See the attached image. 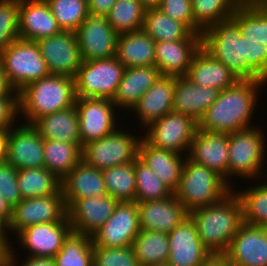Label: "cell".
<instances>
[{
  "label": "cell",
  "instance_id": "obj_1",
  "mask_svg": "<svg viewBox=\"0 0 267 266\" xmlns=\"http://www.w3.org/2000/svg\"><path fill=\"white\" fill-rule=\"evenodd\" d=\"M265 84L264 80H239L220 91L217 100L198 122V128L206 132L231 133L252 127L250 121L258 93Z\"/></svg>",
  "mask_w": 267,
  "mask_h": 266
},
{
  "label": "cell",
  "instance_id": "obj_2",
  "mask_svg": "<svg viewBox=\"0 0 267 266\" xmlns=\"http://www.w3.org/2000/svg\"><path fill=\"white\" fill-rule=\"evenodd\" d=\"M204 247L213 254H225L243 224L239 197L231 191L220 202L189 213Z\"/></svg>",
  "mask_w": 267,
  "mask_h": 266
},
{
  "label": "cell",
  "instance_id": "obj_3",
  "mask_svg": "<svg viewBox=\"0 0 267 266\" xmlns=\"http://www.w3.org/2000/svg\"><path fill=\"white\" fill-rule=\"evenodd\" d=\"M76 90L74 78L50 74L19 91V115L32 125L37 119L74 106Z\"/></svg>",
  "mask_w": 267,
  "mask_h": 266
},
{
  "label": "cell",
  "instance_id": "obj_4",
  "mask_svg": "<svg viewBox=\"0 0 267 266\" xmlns=\"http://www.w3.org/2000/svg\"><path fill=\"white\" fill-rule=\"evenodd\" d=\"M232 190L231 185L216 172L186 157L180 182L173 194L190 213L220 202Z\"/></svg>",
  "mask_w": 267,
  "mask_h": 266
},
{
  "label": "cell",
  "instance_id": "obj_5",
  "mask_svg": "<svg viewBox=\"0 0 267 266\" xmlns=\"http://www.w3.org/2000/svg\"><path fill=\"white\" fill-rule=\"evenodd\" d=\"M201 36L205 51L228 67L238 80H247L246 38L231 19L213 24Z\"/></svg>",
  "mask_w": 267,
  "mask_h": 266
},
{
  "label": "cell",
  "instance_id": "obj_6",
  "mask_svg": "<svg viewBox=\"0 0 267 266\" xmlns=\"http://www.w3.org/2000/svg\"><path fill=\"white\" fill-rule=\"evenodd\" d=\"M264 135L262 128L257 126L228 133V184L231 187V175L254 179L265 174L264 178H267L266 171L261 169L266 151Z\"/></svg>",
  "mask_w": 267,
  "mask_h": 266
},
{
  "label": "cell",
  "instance_id": "obj_7",
  "mask_svg": "<svg viewBox=\"0 0 267 266\" xmlns=\"http://www.w3.org/2000/svg\"><path fill=\"white\" fill-rule=\"evenodd\" d=\"M9 84L19 92L28 84L50 75L36 42L17 39L0 55Z\"/></svg>",
  "mask_w": 267,
  "mask_h": 266
},
{
  "label": "cell",
  "instance_id": "obj_8",
  "mask_svg": "<svg viewBox=\"0 0 267 266\" xmlns=\"http://www.w3.org/2000/svg\"><path fill=\"white\" fill-rule=\"evenodd\" d=\"M124 71V65L115 56L83 61L74 77L76 98L112 100Z\"/></svg>",
  "mask_w": 267,
  "mask_h": 266
},
{
  "label": "cell",
  "instance_id": "obj_9",
  "mask_svg": "<svg viewBox=\"0 0 267 266\" xmlns=\"http://www.w3.org/2000/svg\"><path fill=\"white\" fill-rule=\"evenodd\" d=\"M116 129L113 133L85 144L82 160L98 170L132 163L138 157L142 136Z\"/></svg>",
  "mask_w": 267,
  "mask_h": 266
},
{
  "label": "cell",
  "instance_id": "obj_10",
  "mask_svg": "<svg viewBox=\"0 0 267 266\" xmlns=\"http://www.w3.org/2000/svg\"><path fill=\"white\" fill-rule=\"evenodd\" d=\"M197 128L192 117L172 111L144 129L148 131L142 138L155 148L186 155Z\"/></svg>",
  "mask_w": 267,
  "mask_h": 266
},
{
  "label": "cell",
  "instance_id": "obj_11",
  "mask_svg": "<svg viewBox=\"0 0 267 266\" xmlns=\"http://www.w3.org/2000/svg\"><path fill=\"white\" fill-rule=\"evenodd\" d=\"M67 219V207L60 189L56 194L22 199L12 209V219L7 232L16 235L23 229L36 224L61 222Z\"/></svg>",
  "mask_w": 267,
  "mask_h": 266
},
{
  "label": "cell",
  "instance_id": "obj_12",
  "mask_svg": "<svg viewBox=\"0 0 267 266\" xmlns=\"http://www.w3.org/2000/svg\"><path fill=\"white\" fill-rule=\"evenodd\" d=\"M79 136L85 144L113 133L117 128L114 102L106 98H76Z\"/></svg>",
  "mask_w": 267,
  "mask_h": 266
},
{
  "label": "cell",
  "instance_id": "obj_13",
  "mask_svg": "<svg viewBox=\"0 0 267 266\" xmlns=\"http://www.w3.org/2000/svg\"><path fill=\"white\" fill-rule=\"evenodd\" d=\"M140 230L137 202H119L112 216L92 236L93 246H132Z\"/></svg>",
  "mask_w": 267,
  "mask_h": 266
},
{
  "label": "cell",
  "instance_id": "obj_14",
  "mask_svg": "<svg viewBox=\"0 0 267 266\" xmlns=\"http://www.w3.org/2000/svg\"><path fill=\"white\" fill-rule=\"evenodd\" d=\"M83 61L107 59L116 54V33L107 16L89 15L75 32Z\"/></svg>",
  "mask_w": 267,
  "mask_h": 266
},
{
  "label": "cell",
  "instance_id": "obj_15",
  "mask_svg": "<svg viewBox=\"0 0 267 266\" xmlns=\"http://www.w3.org/2000/svg\"><path fill=\"white\" fill-rule=\"evenodd\" d=\"M36 43L50 74L75 77L83 60L74 32L62 31Z\"/></svg>",
  "mask_w": 267,
  "mask_h": 266
},
{
  "label": "cell",
  "instance_id": "obj_16",
  "mask_svg": "<svg viewBox=\"0 0 267 266\" xmlns=\"http://www.w3.org/2000/svg\"><path fill=\"white\" fill-rule=\"evenodd\" d=\"M224 255L231 266H267V227L243 223Z\"/></svg>",
  "mask_w": 267,
  "mask_h": 266
},
{
  "label": "cell",
  "instance_id": "obj_17",
  "mask_svg": "<svg viewBox=\"0 0 267 266\" xmlns=\"http://www.w3.org/2000/svg\"><path fill=\"white\" fill-rule=\"evenodd\" d=\"M201 47V34L193 32L184 40L155 42V66L161 76H186Z\"/></svg>",
  "mask_w": 267,
  "mask_h": 266
},
{
  "label": "cell",
  "instance_id": "obj_18",
  "mask_svg": "<svg viewBox=\"0 0 267 266\" xmlns=\"http://www.w3.org/2000/svg\"><path fill=\"white\" fill-rule=\"evenodd\" d=\"M72 232L68 218L61 222L36 224L21 230L17 234V243L29 252L27 256L54 257Z\"/></svg>",
  "mask_w": 267,
  "mask_h": 266
},
{
  "label": "cell",
  "instance_id": "obj_19",
  "mask_svg": "<svg viewBox=\"0 0 267 266\" xmlns=\"http://www.w3.org/2000/svg\"><path fill=\"white\" fill-rule=\"evenodd\" d=\"M118 203L108 194L75 200L67 208L73 232L92 237L112 216Z\"/></svg>",
  "mask_w": 267,
  "mask_h": 266
},
{
  "label": "cell",
  "instance_id": "obj_20",
  "mask_svg": "<svg viewBox=\"0 0 267 266\" xmlns=\"http://www.w3.org/2000/svg\"><path fill=\"white\" fill-rule=\"evenodd\" d=\"M11 128L6 162L17 170L44 167V139L30 124Z\"/></svg>",
  "mask_w": 267,
  "mask_h": 266
},
{
  "label": "cell",
  "instance_id": "obj_21",
  "mask_svg": "<svg viewBox=\"0 0 267 266\" xmlns=\"http://www.w3.org/2000/svg\"><path fill=\"white\" fill-rule=\"evenodd\" d=\"M187 154L190 161L213 170L228 183V133L197 128Z\"/></svg>",
  "mask_w": 267,
  "mask_h": 266
},
{
  "label": "cell",
  "instance_id": "obj_22",
  "mask_svg": "<svg viewBox=\"0 0 267 266\" xmlns=\"http://www.w3.org/2000/svg\"><path fill=\"white\" fill-rule=\"evenodd\" d=\"M169 257L171 266H200L212 255L202 244L197 227L189 216L169 234Z\"/></svg>",
  "mask_w": 267,
  "mask_h": 266
},
{
  "label": "cell",
  "instance_id": "obj_23",
  "mask_svg": "<svg viewBox=\"0 0 267 266\" xmlns=\"http://www.w3.org/2000/svg\"><path fill=\"white\" fill-rule=\"evenodd\" d=\"M140 228L169 234L189 217V212L174 194L163 200L137 202Z\"/></svg>",
  "mask_w": 267,
  "mask_h": 266
},
{
  "label": "cell",
  "instance_id": "obj_24",
  "mask_svg": "<svg viewBox=\"0 0 267 266\" xmlns=\"http://www.w3.org/2000/svg\"><path fill=\"white\" fill-rule=\"evenodd\" d=\"M175 77L160 76L158 80L141 96L130 110L134 111L140 120L141 127L160 120L173 111Z\"/></svg>",
  "mask_w": 267,
  "mask_h": 266
},
{
  "label": "cell",
  "instance_id": "obj_25",
  "mask_svg": "<svg viewBox=\"0 0 267 266\" xmlns=\"http://www.w3.org/2000/svg\"><path fill=\"white\" fill-rule=\"evenodd\" d=\"M61 32L48 3L20 0L19 39L36 42Z\"/></svg>",
  "mask_w": 267,
  "mask_h": 266
},
{
  "label": "cell",
  "instance_id": "obj_26",
  "mask_svg": "<svg viewBox=\"0 0 267 266\" xmlns=\"http://www.w3.org/2000/svg\"><path fill=\"white\" fill-rule=\"evenodd\" d=\"M61 190L67 208L75 200L107 194L102 170L83 160L61 180Z\"/></svg>",
  "mask_w": 267,
  "mask_h": 266
},
{
  "label": "cell",
  "instance_id": "obj_27",
  "mask_svg": "<svg viewBox=\"0 0 267 266\" xmlns=\"http://www.w3.org/2000/svg\"><path fill=\"white\" fill-rule=\"evenodd\" d=\"M219 90L199 87L185 76L175 77L173 111L199 122L217 100Z\"/></svg>",
  "mask_w": 267,
  "mask_h": 266
},
{
  "label": "cell",
  "instance_id": "obj_28",
  "mask_svg": "<svg viewBox=\"0 0 267 266\" xmlns=\"http://www.w3.org/2000/svg\"><path fill=\"white\" fill-rule=\"evenodd\" d=\"M185 77L199 87L219 91L230 88L239 81L228 67L214 59L202 47L192 59Z\"/></svg>",
  "mask_w": 267,
  "mask_h": 266
},
{
  "label": "cell",
  "instance_id": "obj_29",
  "mask_svg": "<svg viewBox=\"0 0 267 266\" xmlns=\"http://www.w3.org/2000/svg\"><path fill=\"white\" fill-rule=\"evenodd\" d=\"M176 152L158 149L149 145L143 138L139 144L138 157L174 193L181 179L186 160Z\"/></svg>",
  "mask_w": 267,
  "mask_h": 266
},
{
  "label": "cell",
  "instance_id": "obj_30",
  "mask_svg": "<svg viewBox=\"0 0 267 266\" xmlns=\"http://www.w3.org/2000/svg\"><path fill=\"white\" fill-rule=\"evenodd\" d=\"M160 76L159 69L155 65L125 68L121 82L112 99L117 109H128L130 112L141 96Z\"/></svg>",
  "mask_w": 267,
  "mask_h": 266
},
{
  "label": "cell",
  "instance_id": "obj_31",
  "mask_svg": "<svg viewBox=\"0 0 267 266\" xmlns=\"http://www.w3.org/2000/svg\"><path fill=\"white\" fill-rule=\"evenodd\" d=\"M32 126L44 140L76 143L82 148L76 106L37 119Z\"/></svg>",
  "mask_w": 267,
  "mask_h": 266
},
{
  "label": "cell",
  "instance_id": "obj_32",
  "mask_svg": "<svg viewBox=\"0 0 267 266\" xmlns=\"http://www.w3.org/2000/svg\"><path fill=\"white\" fill-rule=\"evenodd\" d=\"M115 57L125 68L155 65V41L143 30L121 33Z\"/></svg>",
  "mask_w": 267,
  "mask_h": 266
},
{
  "label": "cell",
  "instance_id": "obj_33",
  "mask_svg": "<svg viewBox=\"0 0 267 266\" xmlns=\"http://www.w3.org/2000/svg\"><path fill=\"white\" fill-rule=\"evenodd\" d=\"M242 37L267 46V4L243 0L230 18Z\"/></svg>",
  "mask_w": 267,
  "mask_h": 266
},
{
  "label": "cell",
  "instance_id": "obj_34",
  "mask_svg": "<svg viewBox=\"0 0 267 266\" xmlns=\"http://www.w3.org/2000/svg\"><path fill=\"white\" fill-rule=\"evenodd\" d=\"M44 168L63 179L81 160L82 148L76 143L44 140Z\"/></svg>",
  "mask_w": 267,
  "mask_h": 266
},
{
  "label": "cell",
  "instance_id": "obj_35",
  "mask_svg": "<svg viewBox=\"0 0 267 266\" xmlns=\"http://www.w3.org/2000/svg\"><path fill=\"white\" fill-rule=\"evenodd\" d=\"M142 30L155 42L184 40L192 33L185 24L167 16L159 8L146 9Z\"/></svg>",
  "mask_w": 267,
  "mask_h": 266
},
{
  "label": "cell",
  "instance_id": "obj_36",
  "mask_svg": "<svg viewBox=\"0 0 267 266\" xmlns=\"http://www.w3.org/2000/svg\"><path fill=\"white\" fill-rule=\"evenodd\" d=\"M17 181L23 199L56 194L61 189V179L44 167L17 170Z\"/></svg>",
  "mask_w": 267,
  "mask_h": 266
},
{
  "label": "cell",
  "instance_id": "obj_37",
  "mask_svg": "<svg viewBox=\"0 0 267 266\" xmlns=\"http://www.w3.org/2000/svg\"><path fill=\"white\" fill-rule=\"evenodd\" d=\"M132 247L140 266L166 263L169 257V237L167 233L140 230Z\"/></svg>",
  "mask_w": 267,
  "mask_h": 266
},
{
  "label": "cell",
  "instance_id": "obj_38",
  "mask_svg": "<svg viewBox=\"0 0 267 266\" xmlns=\"http://www.w3.org/2000/svg\"><path fill=\"white\" fill-rule=\"evenodd\" d=\"M107 194L119 202H136L134 162L102 170Z\"/></svg>",
  "mask_w": 267,
  "mask_h": 266
},
{
  "label": "cell",
  "instance_id": "obj_39",
  "mask_svg": "<svg viewBox=\"0 0 267 266\" xmlns=\"http://www.w3.org/2000/svg\"><path fill=\"white\" fill-rule=\"evenodd\" d=\"M266 182L257 183V185L248 189L235 191L239 197L243 223L252 226L267 227V179ZM263 183V184H262Z\"/></svg>",
  "mask_w": 267,
  "mask_h": 266
},
{
  "label": "cell",
  "instance_id": "obj_40",
  "mask_svg": "<svg viewBox=\"0 0 267 266\" xmlns=\"http://www.w3.org/2000/svg\"><path fill=\"white\" fill-rule=\"evenodd\" d=\"M145 11L139 0H117L107 18L116 33L134 32L142 30Z\"/></svg>",
  "mask_w": 267,
  "mask_h": 266
},
{
  "label": "cell",
  "instance_id": "obj_41",
  "mask_svg": "<svg viewBox=\"0 0 267 266\" xmlns=\"http://www.w3.org/2000/svg\"><path fill=\"white\" fill-rule=\"evenodd\" d=\"M54 260L56 266H93L92 237L72 232Z\"/></svg>",
  "mask_w": 267,
  "mask_h": 266
},
{
  "label": "cell",
  "instance_id": "obj_42",
  "mask_svg": "<svg viewBox=\"0 0 267 266\" xmlns=\"http://www.w3.org/2000/svg\"><path fill=\"white\" fill-rule=\"evenodd\" d=\"M243 0H192L195 23L202 29L231 18Z\"/></svg>",
  "mask_w": 267,
  "mask_h": 266
},
{
  "label": "cell",
  "instance_id": "obj_43",
  "mask_svg": "<svg viewBox=\"0 0 267 266\" xmlns=\"http://www.w3.org/2000/svg\"><path fill=\"white\" fill-rule=\"evenodd\" d=\"M136 174V202L163 200L173 192L152 172L139 157L134 160Z\"/></svg>",
  "mask_w": 267,
  "mask_h": 266
},
{
  "label": "cell",
  "instance_id": "obj_44",
  "mask_svg": "<svg viewBox=\"0 0 267 266\" xmlns=\"http://www.w3.org/2000/svg\"><path fill=\"white\" fill-rule=\"evenodd\" d=\"M48 5L62 31L75 33L89 16L87 0H50Z\"/></svg>",
  "mask_w": 267,
  "mask_h": 266
},
{
  "label": "cell",
  "instance_id": "obj_45",
  "mask_svg": "<svg viewBox=\"0 0 267 266\" xmlns=\"http://www.w3.org/2000/svg\"><path fill=\"white\" fill-rule=\"evenodd\" d=\"M20 0H0V55L19 39Z\"/></svg>",
  "mask_w": 267,
  "mask_h": 266
},
{
  "label": "cell",
  "instance_id": "obj_46",
  "mask_svg": "<svg viewBox=\"0 0 267 266\" xmlns=\"http://www.w3.org/2000/svg\"><path fill=\"white\" fill-rule=\"evenodd\" d=\"M93 266H140L132 246H93Z\"/></svg>",
  "mask_w": 267,
  "mask_h": 266
},
{
  "label": "cell",
  "instance_id": "obj_47",
  "mask_svg": "<svg viewBox=\"0 0 267 266\" xmlns=\"http://www.w3.org/2000/svg\"><path fill=\"white\" fill-rule=\"evenodd\" d=\"M247 80L267 82V46L246 38Z\"/></svg>",
  "mask_w": 267,
  "mask_h": 266
},
{
  "label": "cell",
  "instance_id": "obj_48",
  "mask_svg": "<svg viewBox=\"0 0 267 266\" xmlns=\"http://www.w3.org/2000/svg\"><path fill=\"white\" fill-rule=\"evenodd\" d=\"M158 8L167 16L185 24L193 33L202 35L203 30L195 23L192 14V0H162Z\"/></svg>",
  "mask_w": 267,
  "mask_h": 266
},
{
  "label": "cell",
  "instance_id": "obj_49",
  "mask_svg": "<svg viewBox=\"0 0 267 266\" xmlns=\"http://www.w3.org/2000/svg\"><path fill=\"white\" fill-rule=\"evenodd\" d=\"M0 194L12 209L23 199L18 187L17 169L6 161L0 163Z\"/></svg>",
  "mask_w": 267,
  "mask_h": 266
},
{
  "label": "cell",
  "instance_id": "obj_50",
  "mask_svg": "<svg viewBox=\"0 0 267 266\" xmlns=\"http://www.w3.org/2000/svg\"><path fill=\"white\" fill-rule=\"evenodd\" d=\"M19 114V92L13 91L11 94L0 98V128L15 127V119Z\"/></svg>",
  "mask_w": 267,
  "mask_h": 266
},
{
  "label": "cell",
  "instance_id": "obj_51",
  "mask_svg": "<svg viewBox=\"0 0 267 266\" xmlns=\"http://www.w3.org/2000/svg\"><path fill=\"white\" fill-rule=\"evenodd\" d=\"M15 257V251L13 250V247H11L8 254L7 266H18V264H16L19 263L16 261L18 258ZM23 262L20 266H56L54 257L46 256H28L26 261L23 260Z\"/></svg>",
  "mask_w": 267,
  "mask_h": 266
},
{
  "label": "cell",
  "instance_id": "obj_52",
  "mask_svg": "<svg viewBox=\"0 0 267 266\" xmlns=\"http://www.w3.org/2000/svg\"><path fill=\"white\" fill-rule=\"evenodd\" d=\"M117 0H87L89 15L107 16Z\"/></svg>",
  "mask_w": 267,
  "mask_h": 266
},
{
  "label": "cell",
  "instance_id": "obj_53",
  "mask_svg": "<svg viewBox=\"0 0 267 266\" xmlns=\"http://www.w3.org/2000/svg\"><path fill=\"white\" fill-rule=\"evenodd\" d=\"M9 242L11 241L7 233H0V266H7L9 250L11 248V244L13 243Z\"/></svg>",
  "mask_w": 267,
  "mask_h": 266
},
{
  "label": "cell",
  "instance_id": "obj_54",
  "mask_svg": "<svg viewBox=\"0 0 267 266\" xmlns=\"http://www.w3.org/2000/svg\"><path fill=\"white\" fill-rule=\"evenodd\" d=\"M10 130L11 128H0V163L6 161Z\"/></svg>",
  "mask_w": 267,
  "mask_h": 266
},
{
  "label": "cell",
  "instance_id": "obj_55",
  "mask_svg": "<svg viewBox=\"0 0 267 266\" xmlns=\"http://www.w3.org/2000/svg\"><path fill=\"white\" fill-rule=\"evenodd\" d=\"M12 219V208L0 194V221L7 227Z\"/></svg>",
  "mask_w": 267,
  "mask_h": 266
},
{
  "label": "cell",
  "instance_id": "obj_56",
  "mask_svg": "<svg viewBox=\"0 0 267 266\" xmlns=\"http://www.w3.org/2000/svg\"><path fill=\"white\" fill-rule=\"evenodd\" d=\"M200 266H231L224 254L210 255Z\"/></svg>",
  "mask_w": 267,
  "mask_h": 266
},
{
  "label": "cell",
  "instance_id": "obj_57",
  "mask_svg": "<svg viewBox=\"0 0 267 266\" xmlns=\"http://www.w3.org/2000/svg\"><path fill=\"white\" fill-rule=\"evenodd\" d=\"M13 91L14 88L9 84L6 73L0 64V98L11 94Z\"/></svg>",
  "mask_w": 267,
  "mask_h": 266
},
{
  "label": "cell",
  "instance_id": "obj_58",
  "mask_svg": "<svg viewBox=\"0 0 267 266\" xmlns=\"http://www.w3.org/2000/svg\"><path fill=\"white\" fill-rule=\"evenodd\" d=\"M162 0H139V2L146 8H158Z\"/></svg>",
  "mask_w": 267,
  "mask_h": 266
},
{
  "label": "cell",
  "instance_id": "obj_59",
  "mask_svg": "<svg viewBox=\"0 0 267 266\" xmlns=\"http://www.w3.org/2000/svg\"><path fill=\"white\" fill-rule=\"evenodd\" d=\"M7 227L0 221V233H7Z\"/></svg>",
  "mask_w": 267,
  "mask_h": 266
},
{
  "label": "cell",
  "instance_id": "obj_60",
  "mask_svg": "<svg viewBox=\"0 0 267 266\" xmlns=\"http://www.w3.org/2000/svg\"><path fill=\"white\" fill-rule=\"evenodd\" d=\"M153 266H171V265H169V264L166 262V263H161V264H157V265H153Z\"/></svg>",
  "mask_w": 267,
  "mask_h": 266
},
{
  "label": "cell",
  "instance_id": "obj_61",
  "mask_svg": "<svg viewBox=\"0 0 267 266\" xmlns=\"http://www.w3.org/2000/svg\"><path fill=\"white\" fill-rule=\"evenodd\" d=\"M256 2L262 3V4H267V0H255Z\"/></svg>",
  "mask_w": 267,
  "mask_h": 266
},
{
  "label": "cell",
  "instance_id": "obj_62",
  "mask_svg": "<svg viewBox=\"0 0 267 266\" xmlns=\"http://www.w3.org/2000/svg\"><path fill=\"white\" fill-rule=\"evenodd\" d=\"M34 1L48 3L50 0H34Z\"/></svg>",
  "mask_w": 267,
  "mask_h": 266
}]
</instances>
